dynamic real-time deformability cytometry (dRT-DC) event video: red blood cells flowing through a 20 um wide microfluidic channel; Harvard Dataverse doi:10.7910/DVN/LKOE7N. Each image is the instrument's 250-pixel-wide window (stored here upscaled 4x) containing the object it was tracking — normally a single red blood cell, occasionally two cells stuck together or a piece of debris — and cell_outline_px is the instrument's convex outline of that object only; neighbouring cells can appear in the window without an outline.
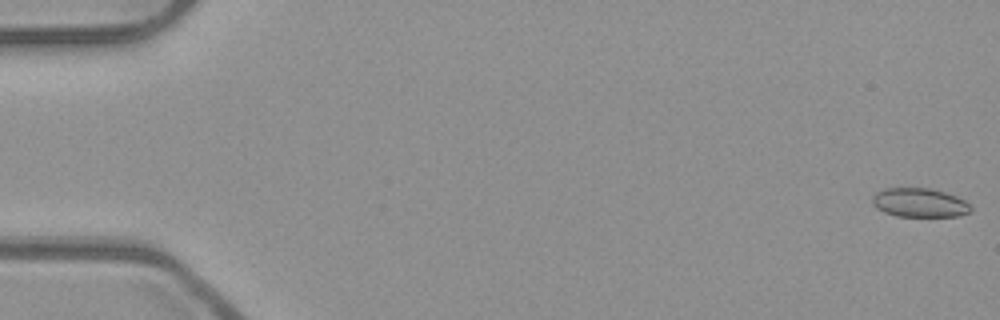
{"species": "common noctule bat (a hibernating species)", "species_latin": "Nyctalus noctula", "temperature_condition": "room temperature", "stored_images_in_passage": 50, "camera_frame_rate_fps": 3000, "um_per_image_px": 0.085, "animal": {"sex": "male", "body_mass_g": 23.1, "forearm_length_mm": 52.7}, "frame": {"image": 1, "passage_image": 1, "time_ms": 0.0, "image_size_px": [1000, 320], "cell_outline_px": [[972, 212], [960, 216], [896, 216], [884, 212], [876, 208], [872, 204], [872, 196], [876, 192], [884, 188], [932, 188], [956, 196], [964, 200], [972, 208]], "centroid_in_image_um": [78.15, 17.23], "position_along_channel_um": 6.8, "area_um2": 16.76}}
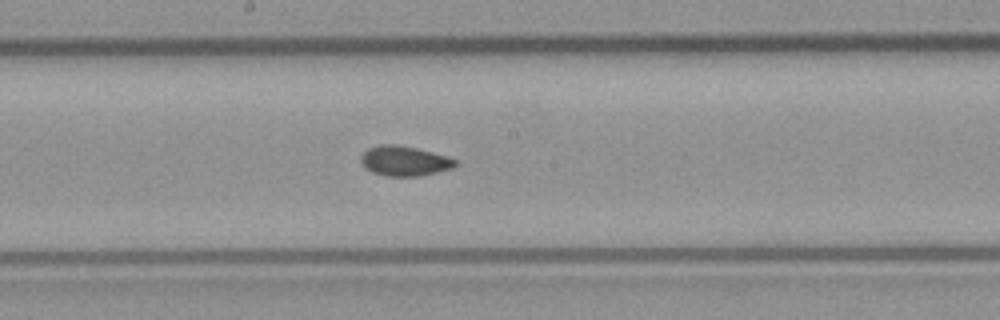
{"frame": {"image": 2, "passage_image": 29, "time_ms": 9.333, "image_size_px": [1000, 320], "cell_outline_px": [[456, 164], [452, 168], [420, 176], [384, 176], [372, 172], [360, 160], [360, 156], [368, 148], [384, 144], [396, 144], [416, 148], [448, 156], [456, 160]], "centroid_in_image_um": [34.38, 13.68], "position_along_channel_um": 213.8, "area_um2": 16.3}}
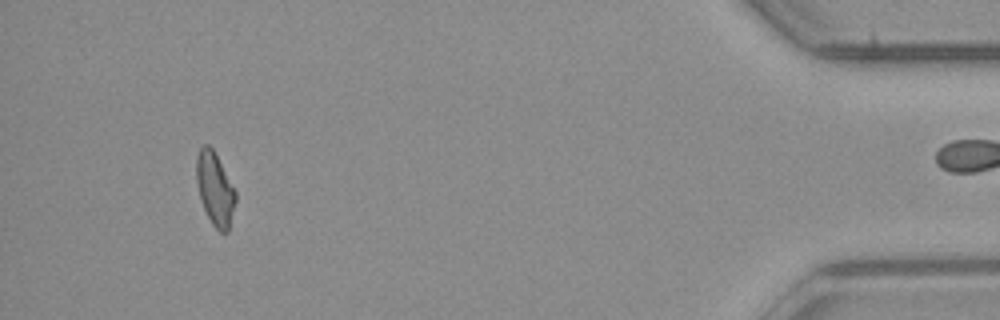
{"frame": {"image": 3, "passage_image": 46, "time_ms": 15.0, "image_size_px": [1000, 320], "cell_outline_px": [[236, 200], [228, 232], [220, 232], [212, 224], [204, 208], [200, 196], [196, 180], [196, 160], [200, 148], [204, 144], [208, 144], [212, 148], [236, 192]], "centroid_in_image_um": [18.27, 16.06], "position_along_channel_um": 416.9, "area_um2": 16.3}, "authors_computed_cell_mechanics": {"area_um2": 16.5886, "velocity_mm_per_s": 3.9391, "shape_relaxation_time_tau1_ms": null, "shape_relaxation_time_tau2_ms": 1.9041, "deformation_change_tau1": null, "deformation_change_tau2": 0.0417}}